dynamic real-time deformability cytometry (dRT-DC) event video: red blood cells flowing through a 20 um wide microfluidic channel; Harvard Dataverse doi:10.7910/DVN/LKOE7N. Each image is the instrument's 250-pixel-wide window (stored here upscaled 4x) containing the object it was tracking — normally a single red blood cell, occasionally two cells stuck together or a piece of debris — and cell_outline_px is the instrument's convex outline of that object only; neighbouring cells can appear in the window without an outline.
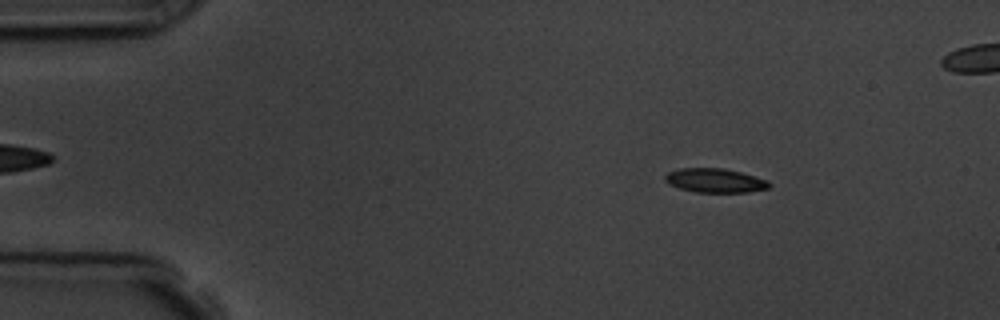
{"species": "common noctule bat (a hibernating species)", "species_latin": "Nyctalus noctula", "temperature_condition": "room temperature", "stored_images_in_passage": 57, "camera_frame_rate_fps": 3000, "um_per_image_px": 0.085, "animal": {"sex": "male", "body_mass_g": 19.5, "forearm_length_mm": 54.6}, "frame": {"image": 1, "passage_image": 8, "time_ms": 2.333, "image_size_px": [1000, 320], "cell_outline_px": [[772, 184], [768, 188], [748, 192], [696, 192], [680, 188], [668, 184], [664, 180], [664, 176], [668, 172], [680, 168], [724, 168], [740, 172], [768, 180]], "centroid_in_image_um": [60.76, 15.34], "position_along_channel_um": 24.2, "area_um2": 14.62}}
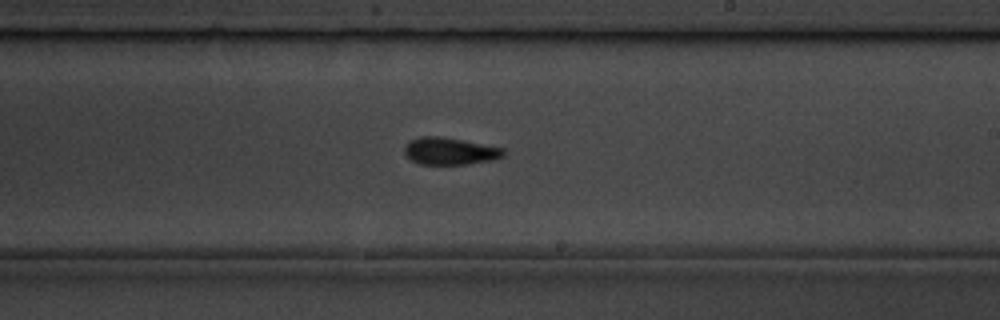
{"frame": {"image": 2, "passage_image": 33, "time_ms": 10.667, "image_size_px": [1000, 320], "cell_outline_px": [[504, 156], [488, 160], [468, 164], [420, 164], [412, 160], [404, 152], [404, 148], [412, 140], [420, 136], [440, 136], [504, 148]], "centroid_in_image_um": [38.23, 12.84], "position_along_channel_um": 250.8, "area_um2": 15.32}}
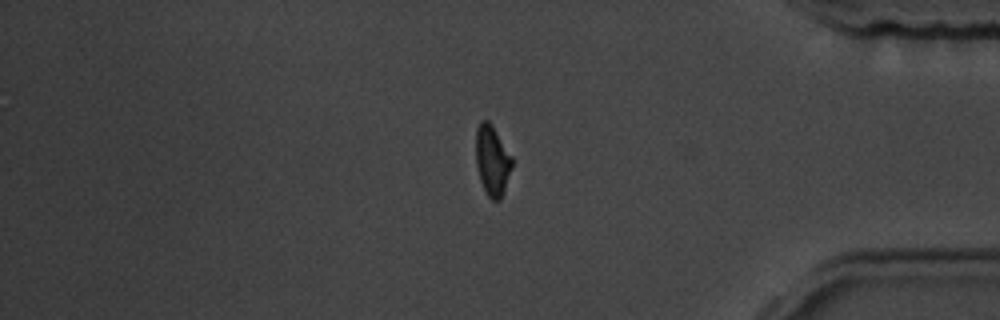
{"frame": {"image": 3, "passage_image": 47, "time_ms": 15.333, "image_size_px": [1000, 320], "cell_outline_px": [[512, 168], [500, 200], [492, 200], [488, 196], [480, 180], [476, 164], [476, 128], [480, 120], [488, 120], [492, 124], [512, 156]], "centroid_in_image_um": [41.83, 13.6], "position_along_channel_um": 393.4, "area_um2": 14.8}, "authors_computed_cell_mechanics": {"area_um2": 15.1436, "velocity_mm_per_s": 3.6117, "shape_relaxation_time_tau1_ms": 3.3116, "shape_relaxation_time_tau2_ms": 3.4867, "deformation_change_tau1": 0.1125, "deformation_change_tau2": 0.1015}}